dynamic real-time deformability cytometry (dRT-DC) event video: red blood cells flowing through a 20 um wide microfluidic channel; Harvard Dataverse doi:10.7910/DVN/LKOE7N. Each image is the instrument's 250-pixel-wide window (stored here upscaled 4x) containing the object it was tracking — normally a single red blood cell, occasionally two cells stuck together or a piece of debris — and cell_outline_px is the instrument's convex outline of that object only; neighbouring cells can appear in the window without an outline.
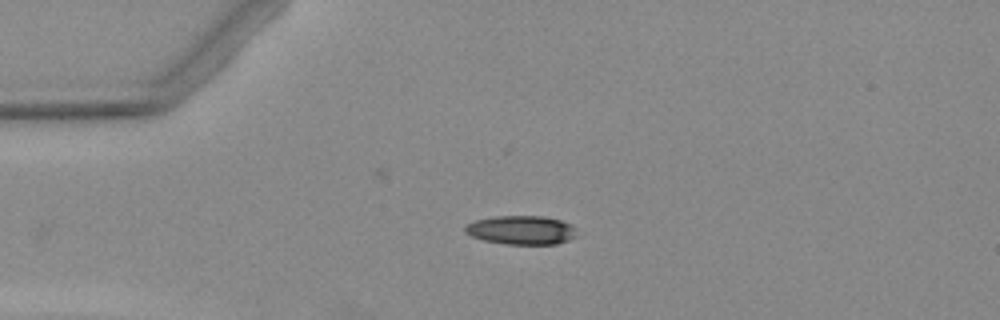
{"species": "Egyptian fruit bat (a non-hibernating species)", "species_latin": "Rousettus aegyptiacus", "temperature_condition": "warm", "stored_images_in_passage": 8, "camera_frame_rate_fps": 3000, "um_per_image_px": 0.085, "animal": {"sex": "female"}, "frame": {"image": 1, "passage_image": 5, "time_ms": 6.667, "image_size_px": [1000, 320], "cell_outline_px": [[576, 236], [568, 240], [556, 244], [504, 244], [484, 240], [472, 236], [464, 232], [464, 224], [476, 220], [492, 216], [544, 216], [560, 220], [572, 224], [576, 228]], "centroid_in_image_um": [44.3, 19.55], "position_along_channel_um": 40.7, "area_um2": 18.96}}
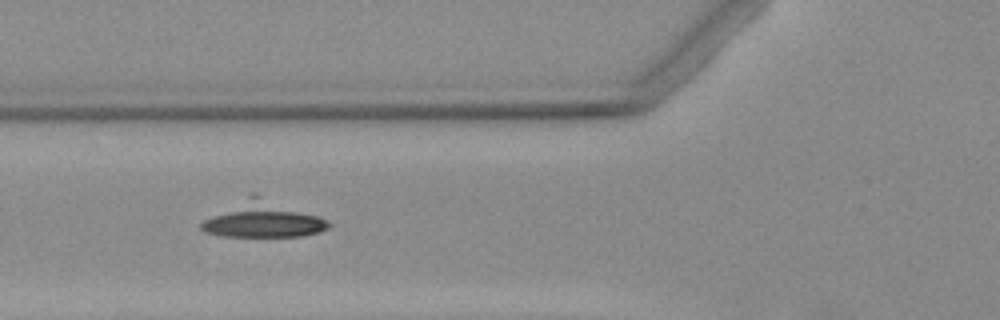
{"frame": {"image": 2, "passage_image": 7, "time_ms": 9.0, "image_size_px": [1000, 320], "cell_outline_px": [[332, 224], [328, 228], [320, 232], [304, 236], [220, 236], [204, 232], [200, 228], [200, 224], [204, 220], [252, 192], [256, 192], [328, 220]], "centroid_in_image_um": [22.36, 18.64], "position_along_channel_um": 103.4, "area_um2": 26.82}}
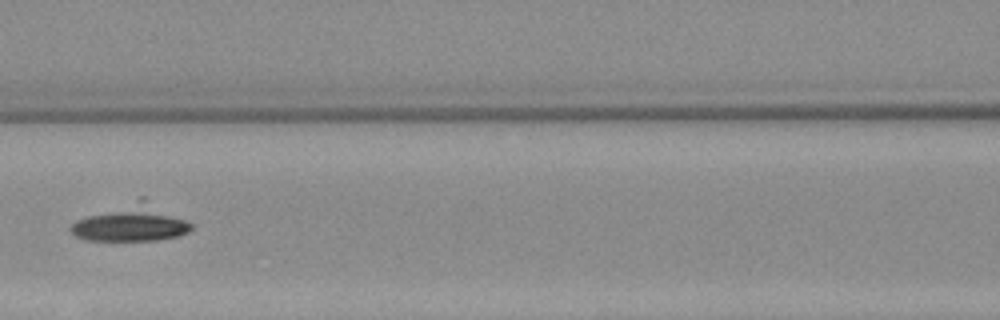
{"frame": {"image": 3, "passage_image": 8, "time_ms": 10.333, "image_size_px": [1000, 320], "cell_outline_px": [[192, 228], [188, 232], [176, 236], [156, 240], [88, 240], [76, 236], [72, 232], [72, 224], [76, 220], [140, 196], [144, 196], [192, 224]], "centroid_in_image_um": [11.18, 18.92], "position_along_channel_um": 155.4, "area_um2": 25.55}}